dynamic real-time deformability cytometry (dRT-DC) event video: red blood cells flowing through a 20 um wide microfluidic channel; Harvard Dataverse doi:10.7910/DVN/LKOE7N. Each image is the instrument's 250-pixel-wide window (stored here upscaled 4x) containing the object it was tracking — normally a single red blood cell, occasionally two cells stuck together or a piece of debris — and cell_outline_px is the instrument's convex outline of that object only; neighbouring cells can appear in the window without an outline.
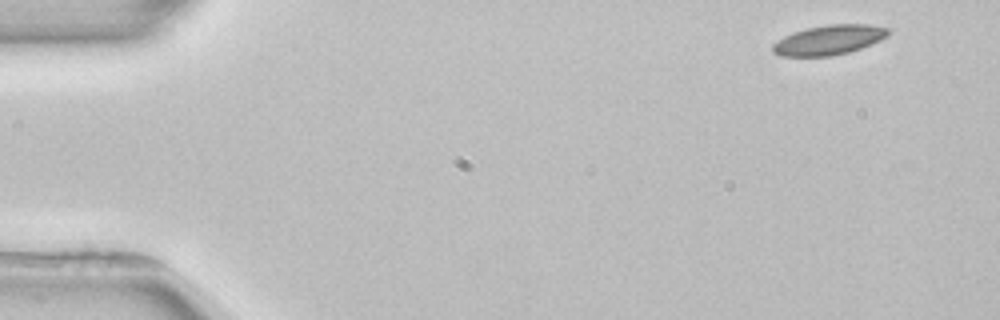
{"species": "common noctule bat (a hibernating species)", "species_latin": "Nyctalus noctula", "temperature_condition": "room temperature", "stored_images_in_passage": 4, "camera_frame_rate_fps": 3000, "um_per_image_px": 0.085, "animal": {"sex": "female", "body_mass_g": 22.7, "forearm_length_mm": 54.2}, "frame": {"image": 1, "passage_image": 1, "time_ms": 0.0, "image_size_px": [1000, 320], "cell_outline_px": [[892, 32], [888, 36], [880, 40], [860, 48], [848, 52], [832, 56], [780, 56], [772, 52], [772, 44], [784, 36], [792, 32], [808, 28], [828, 24], [868, 24], [888, 28]], "centroid_in_image_um": [70.46, 3.39], "position_along_channel_um": 14.5, "area_um2": 20.06}}
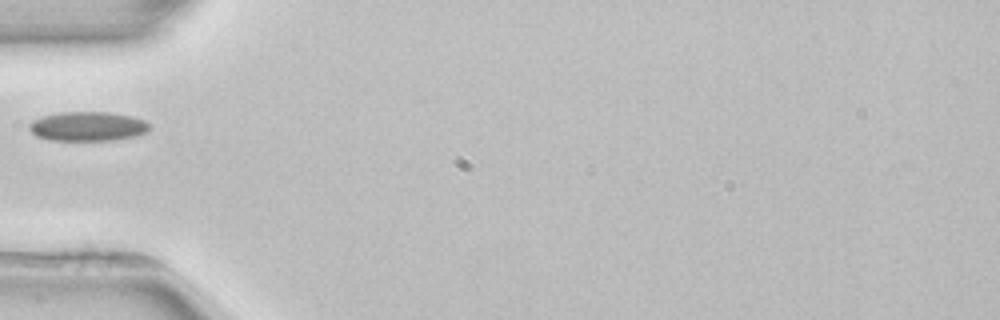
{"frame": {"image": 2, "passage_image": 4, "time_ms": 4.667, "image_size_px": [1000, 320], "cell_outline_px": [[148, 132], [136, 136], [112, 140], [52, 140], [36, 136], [28, 128], [28, 124], [32, 120], [40, 116], [60, 112], [108, 112], [128, 116], [144, 120], [148, 124]], "centroid_in_image_um": [7.4, 10.74], "position_along_channel_um": 77.6, "area_um2": 20.52}}